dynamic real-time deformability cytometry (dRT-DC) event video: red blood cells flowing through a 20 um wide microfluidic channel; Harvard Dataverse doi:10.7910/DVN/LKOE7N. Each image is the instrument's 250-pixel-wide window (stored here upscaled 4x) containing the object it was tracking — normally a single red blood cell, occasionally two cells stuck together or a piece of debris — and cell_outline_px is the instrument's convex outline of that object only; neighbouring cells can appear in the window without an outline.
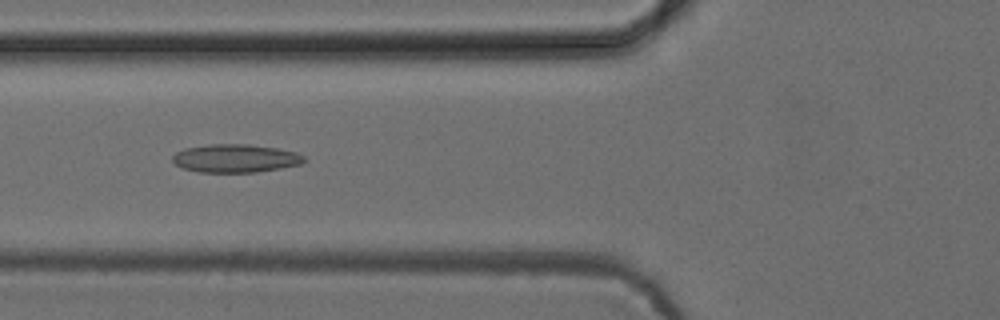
{"species": "common noctule bat (a hibernating species)", "species_latin": "Nyctalus noctula", "temperature_condition": "cold", "stored_images_in_passage": 47, "camera_frame_rate_fps": 3000, "um_per_image_px": 0.085, "animal": {"sex": "female", "body_mass_g": 24.6, "forearm_length_mm": 56.2}, "frame": {"image": 1, "passage_image": 15, "time_ms": 4.667, "image_size_px": [1000, 320], "cell_outline_px": [[304, 160], [300, 164], [280, 168], [256, 172], [196, 172], [184, 168], [176, 164], [172, 160], [172, 156], [176, 152], [184, 148], [208, 144], [248, 144], [276, 148], [296, 152], [304, 156]], "centroid_in_image_um": [19.98, 13.45], "position_along_channel_um": 105.8, "area_um2": 21.56}}
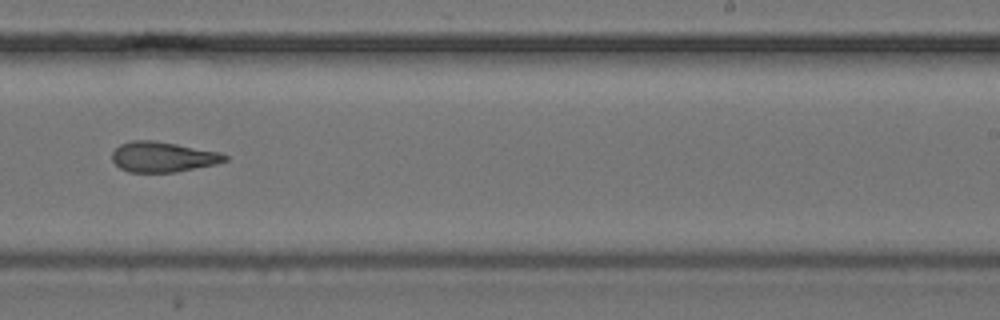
{"frame": {"image": 2, "passage_image": 28, "time_ms": 9.0, "image_size_px": [1000, 320], "cell_outline_px": [[228, 160], [216, 164], [176, 172], [128, 172], [120, 168], [112, 160], [112, 152], [120, 144], [132, 140], [152, 140], [176, 144], [220, 152], [228, 156]], "centroid_in_image_um": [13.84, 13.34], "position_along_channel_um": 275.2, "area_um2": 19.88}}
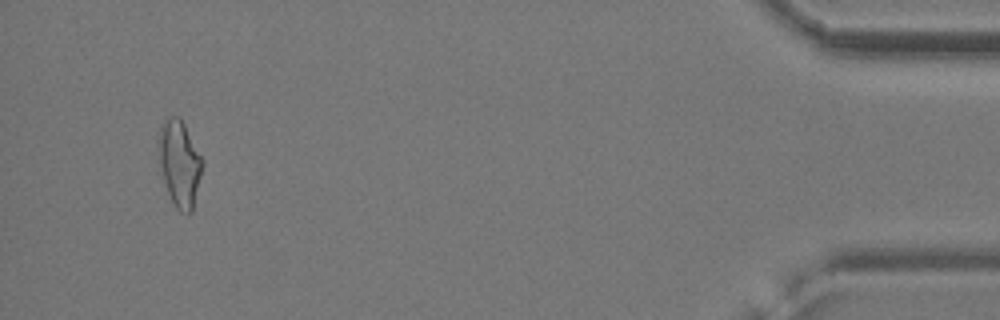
{"frame": {"image": 3, "passage_image": 45, "time_ms": 14.667, "image_size_px": [1000, 320], "cell_outline_px": [[204, 164], [192, 212], [180, 212], [172, 204], [164, 180], [160, 164], [160, 124], [172, 116], [180, 116], [204, 160]], "centroid_in_image_um": [15.3, 13.91], "position_along_channel_um": 419.9, "area_um2": 21.73}, "authors_computed_cell_mechanics": {"area_um2": 21.097, "velocity_mm_per_s": 3.897, "shape_relaxation_time_tau1_ms": null, "shape_relaxation_time_tau2_ms": 5.164, "deformation_change_tau1": null, "deformation_change_tau2": 0.1423}}